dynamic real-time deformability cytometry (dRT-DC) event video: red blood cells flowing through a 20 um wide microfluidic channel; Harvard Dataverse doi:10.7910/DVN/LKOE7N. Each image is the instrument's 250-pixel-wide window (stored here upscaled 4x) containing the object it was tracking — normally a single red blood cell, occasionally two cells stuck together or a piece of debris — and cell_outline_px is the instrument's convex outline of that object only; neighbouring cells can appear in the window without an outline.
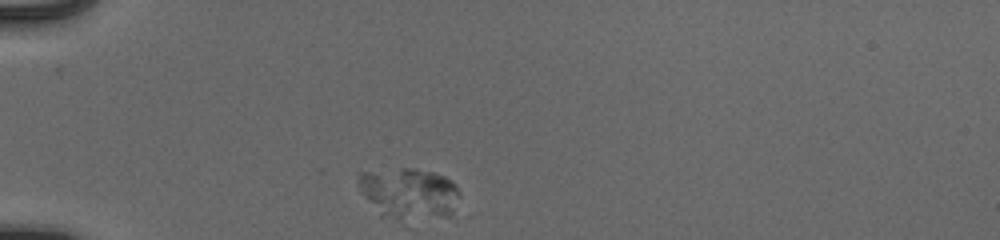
{"species": "human", "species_latin": "Homo sapiens", "temperature_condition": "cold", "stored_images_in_passage": 40, "camera_frame_rate_fps": 3000, "um_per_image_px": 0.085, "donor": {"sex": "male"}, "frame": {"image": 1, "passage_image": 1, "time_ms": 0.0, "image_size_px": [1000, 240], "cell_outline_px": [[460, 196], [452, 212], [448, 216], [400, 220], [396, 220], [380, 216], [364, 196], [360, 188], [360, 172], [400, 168], [412, 168], [432, 172], [444, 176], [452, 180], [456, 184], [460, 192]], "centroid_in_image_um": [34.79, 16.44], "position_along_channel_um": 50.2, "area_um2": 30.17}}
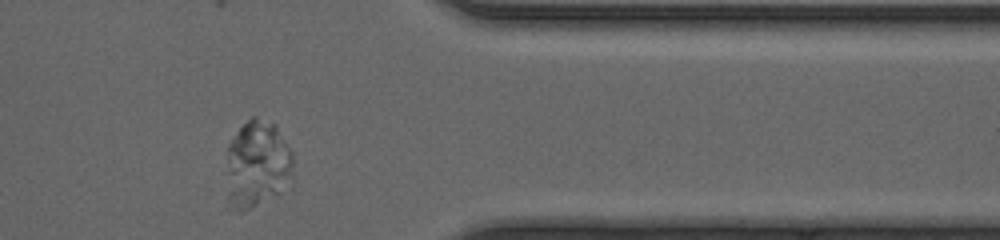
{"frame": {"image": 2, "passage_image": 31, "time_ms": 10.0, "image_size_px": [1000, 240], "cell_outline_px": [[292, 188], [248, 208], [236, 212], [228, 208], [228, 144], [236, 132], [252, 116], [256, 116], [276, 124], [292, 152]], "centroid_in_image_um": [21.9, 13.97], "position_along_channel_um": 389.5, "area_um2": 34.33}}
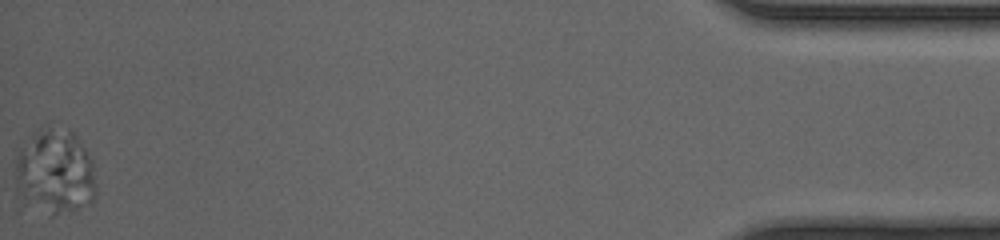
{"frame": {"image": 3, "passage_image": 40, "time_ms": 13.0, "image_size_px": [1000, 240], "cell_outline_px": [[96, 196], [88, 204], [48, 220], [16, 180], [16, 160], [20, 148], [32, 132], [48, 124], [72, 132], [76, 136], [92, 160], [96, 188]], "centroid_in_image_um": [4.73, 14.57], "position_along_channel_um": 430.5, "area_um2": 39.48}}